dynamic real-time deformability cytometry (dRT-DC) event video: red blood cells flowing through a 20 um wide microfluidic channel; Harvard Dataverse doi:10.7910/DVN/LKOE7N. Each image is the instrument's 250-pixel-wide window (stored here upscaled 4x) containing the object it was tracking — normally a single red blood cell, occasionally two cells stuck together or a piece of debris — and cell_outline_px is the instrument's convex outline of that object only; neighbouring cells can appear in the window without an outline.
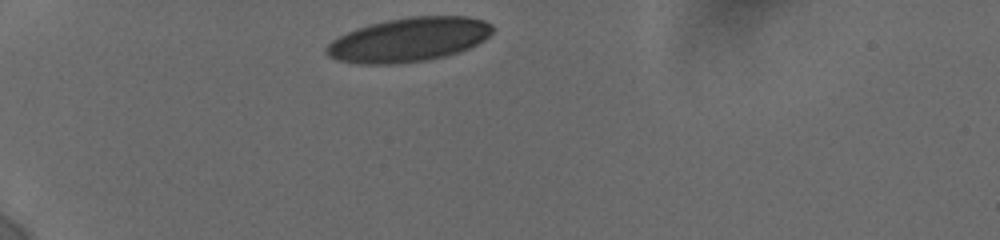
{"species": "human", "species_latin": "Homo sapiens", "temperature_condition": "cold", "stored_images_in_passage": 14, "camera_frame_rate_fps": 3000, "um_per_image_px": 0.085, "donor": {"sex": "female"}, "frame": {"image": 1, "passage_image": 1, "time_ms": 0.0, "image_size_px": [1000, 240], "cell_outline_px": [[492, 32], [484, 40], [460, 52], [428, 60], [396, 64], [356, 64], [336, 60], [328, 56], [324, 52], [324, 48], [332, 40], [356, 28], [388, 20], [412, 16], [468, 16], [484, 20], [492, 24]], "centroid_in_image_um": [34.73, 3.38], "position_along_channel_um": 50.3, "area_um2": 42.77}}
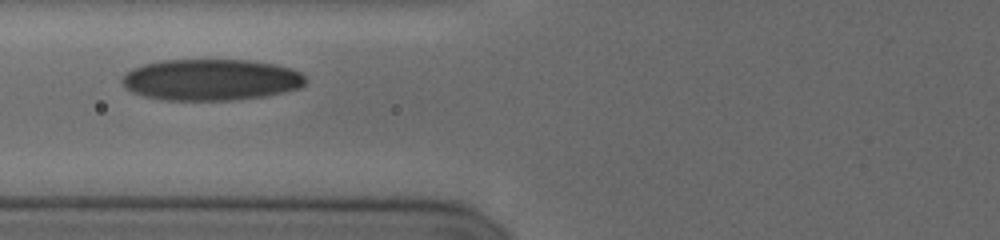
{"frame": {"image": 2, "passage_image": 7, "time_ms": 2.667, "image_size_px": [1000, 240], "cell_outline_px": [[308, 80], [300, 88], [268, 96], [232, 100], [164, 100], [144, 96], [132, 92], [124, 88], [120, 80], [124, 72], [132, 68], [144, 64], [160, 60], [252, 60], [276, 64], [292, 68], [300, 72]], "centroid_in_image_um": [17.92, 6.78], "position_along_channel_um": 107.9, "area_um2": 44.85}}
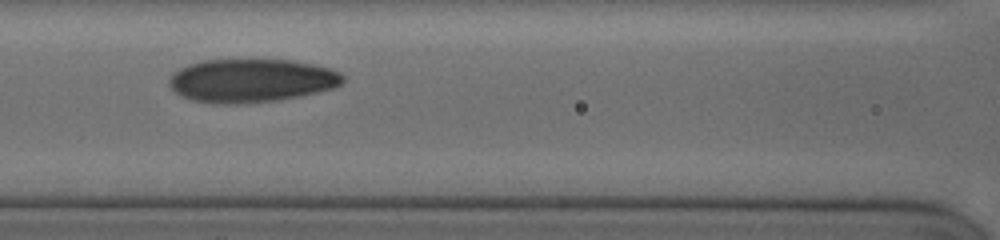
{"frame": {"image": 3, "passage_image": 12, "time_ms": 3.667, "image_size_px": [1000, 240], "cell_outline_px": [[344, 80], [340, 84], [332, 88], [300, 96], [276, 100], [244, 104], [224, 104], [192, 100], [176, 92], [168, 84], [168, 80], [180, 68], [188, 64], [204, 60], [292, 60], [312, 64], [328, 68], [340, 72], [344, 76]], "centroid_in_image_um": [21.37, 6.85], "position_along_channel_um": 145.2, "area_um2": 43.64}}